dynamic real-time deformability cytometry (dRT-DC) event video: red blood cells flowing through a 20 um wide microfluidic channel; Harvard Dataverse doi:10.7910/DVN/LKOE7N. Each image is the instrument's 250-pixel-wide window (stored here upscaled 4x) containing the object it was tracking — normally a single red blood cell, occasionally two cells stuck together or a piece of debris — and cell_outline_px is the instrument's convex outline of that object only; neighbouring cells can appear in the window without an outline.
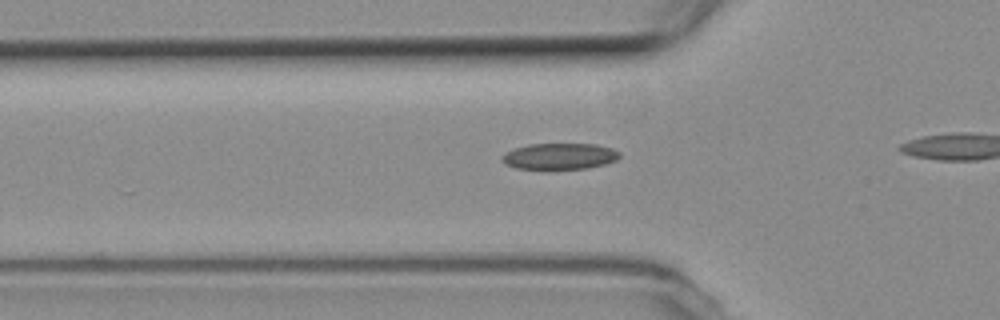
{"species": "common noctule bat (a hibernating species)", "species_latin": "Nyctalus noctula", "temperature_condition": "room temperature", "stored_images_in_passage": 29, "camera_frame_rate_fps": 3000, "um_per_image_px": 0.085, "animal": {"sex": "female", "body_mass_g": 19.3, "forearm_length_mm": 54.1}, "frame": {"image": 1, "passage_image": 4, "time_ms": 1.0, "image_size_px": [1000, 320], "cell_outline_px": [[620, 156], [616, 160], [604, 164], [588, 168], [548, 172], [544, 172], [516, 168], [504, 164], [500, 160], [500, 156], [516, 148], [528, 144], [596, 144], [612, 148], [620, 152]], "centroid_in_image_um": [47.52, 13.34], "position_along_channel_um": 78.3, "area_um2": 18.84}}
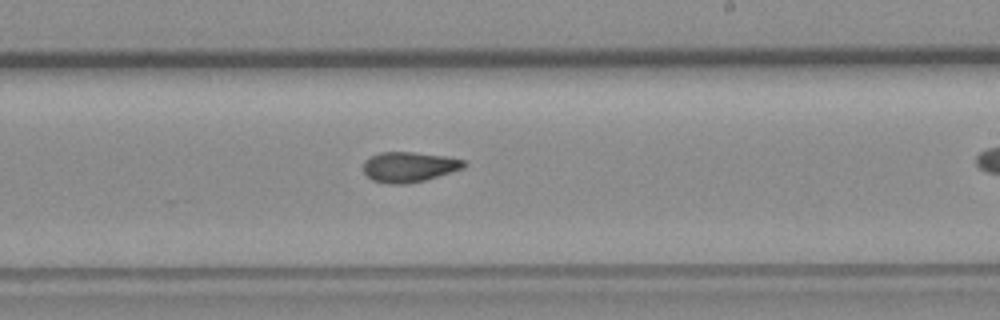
{"frame": {"image": 2, "passage_image": 18, "time_ms": 5.667, "image_size_px": [1000, 320], "cell_outline_px": [[468, 164], [464, 168], [424, 180], [404, 184], [388, 184], [372, 180], [364, 172], [364, 160], [380, 152], [412, 152], [448, 156], [464, 160]], "centroid_in_image_um": [34.79, 14.18], "position_along_channel_um": 254.2, "area_um2": 17.69}}
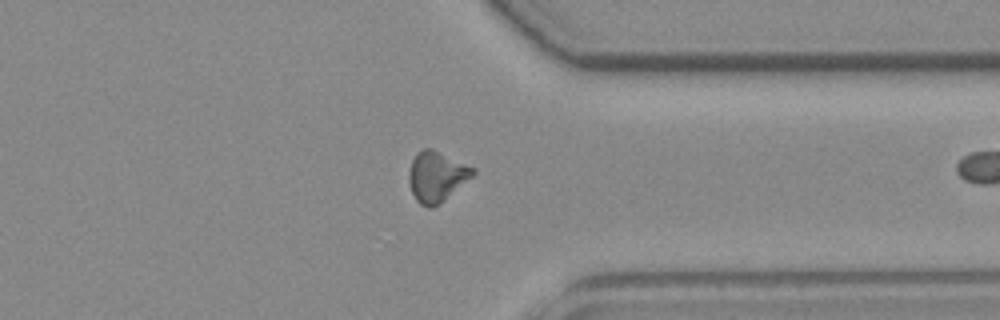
{"frame": {"image": 3, "passage_image": 28, "time_ms": 9.0, "image_size_px": [1000, 320], "cell_outline_px": [[476, 172], [472, 176], [440, 204], [432, 208], [428, 208], [420, 204], [416, 200], [412, 192], [408, 180], [408, 172], [412, 160], [416, 152], [424, 148], [432, 148], [476, 168]], "centroid_in_image_um": [37.1, 15.0], "position_along_channel_um": 374.3, "area_um2": 18.9}}